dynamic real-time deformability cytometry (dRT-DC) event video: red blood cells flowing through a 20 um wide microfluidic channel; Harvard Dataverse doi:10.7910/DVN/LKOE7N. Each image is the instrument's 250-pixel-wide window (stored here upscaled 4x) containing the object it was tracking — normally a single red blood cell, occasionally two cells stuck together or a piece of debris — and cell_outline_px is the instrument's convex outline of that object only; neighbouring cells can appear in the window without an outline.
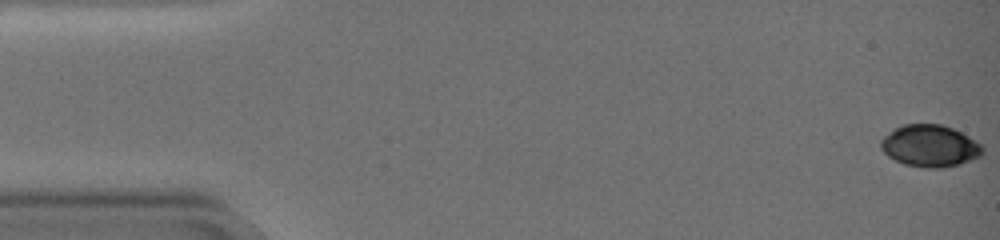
{"species": "common noctule bat (a hibernating species)", "species_latin": "Nyctalus noctula", "temperature_condition": "warm", "stored_images_in_passage": 59, "camera_frame_rate_fps": 3000, "um_per_image_px": 0.085, "animal": {"sex": "female", "body_mass_g": 19.0, "forearm_length_mm": 51.5}, "frame": {"image": 1, "passage_image": 1, "time_ms": 0.0, "image_size_px": [1000, 240], "cell_outline_px": [[984, 152], [980, 156], [960, 164], [940, 168], [928, 168], [904, 164], [888, 156], [880, 148], [880, 140], [884, 136], [896, 128], [904, 124], [940, 124], [952, 128], [968, 136], [980, 144], [984, 148]], "centroid_in_image_um": [79.04, 12.4], "position_along_channel_um": 6.0, "area_um2": 24.68}}
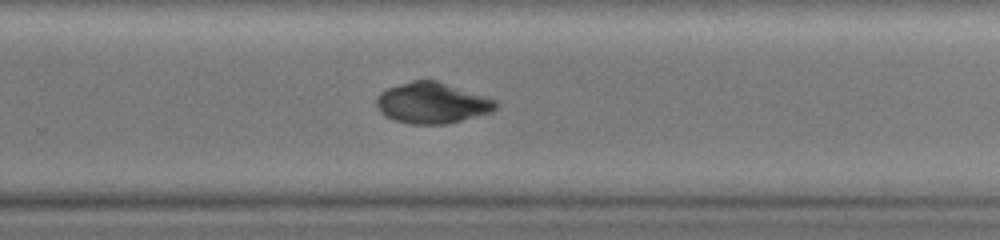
{"frame": {"image": 2, "passage_image": 40, "time_ms": 13.0, "image_size_px": [1000, 240], "cell_outline_px": [[500, 108], [492, 112], [444, 124], [408, 124], [384, 116], [380, 112], [376, 104], [376, 100], [380, 92], [388, 88], [412, 80], [436, 80], [496, 100], [500, 104]], "centroid_in_image_um": [36.74, 8.76], "position_along_channel_um": 293.1, "area_um2": 28.38}}
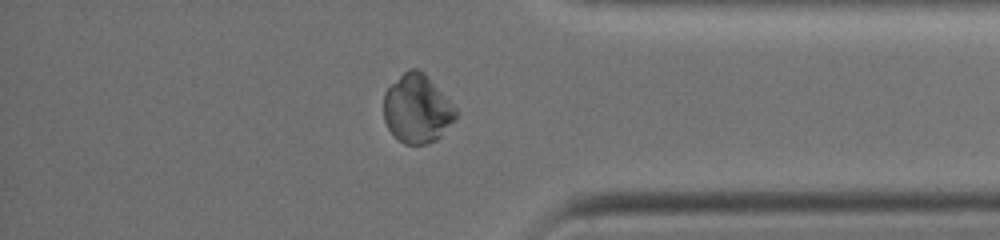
{"frame": {"image": 3, "passage_image": 50, "time_ms": 16.333, "image_size_px": [1000, 240], "cell_outline_px": [[456, 120], [436, 140], [428, 144], [404, 144], [388, 128], [384, 120], [384, 92], [408, 68], [416, 68], [424, 72], [456, 108]], "centroid_in_image_um": [35.46, 9.25], "position_along_channel_um": 399.7, "area_um2": 28.61}, "authors_computed_cell_mechanics": {"area_um2": 29.0734, "velocity_mm_per_s": 3.3346, "shape_relaxation_time_tau1_ms": null, "shape_relaxation_time_tau2_ms": 2.837, "deformation_change_tau1": null, "deformation_change_tau2": 0.0336}}